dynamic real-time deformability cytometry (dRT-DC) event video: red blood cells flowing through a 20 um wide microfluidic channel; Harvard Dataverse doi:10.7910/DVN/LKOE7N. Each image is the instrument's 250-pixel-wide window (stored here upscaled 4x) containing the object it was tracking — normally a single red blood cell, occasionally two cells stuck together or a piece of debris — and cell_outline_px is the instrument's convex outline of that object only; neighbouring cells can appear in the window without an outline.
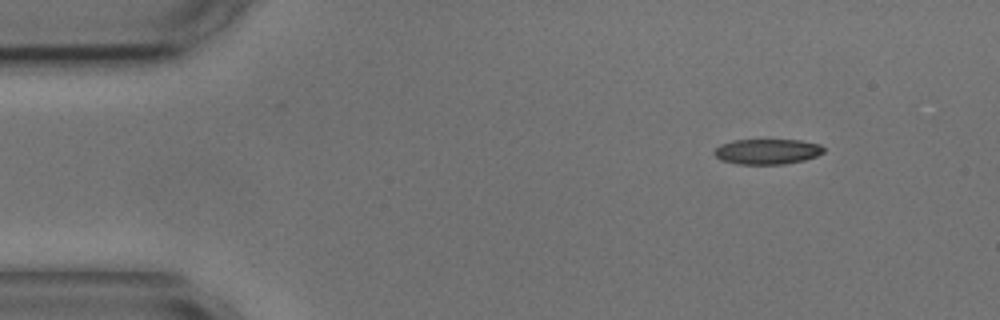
{"species": "common noctule bat (a hibernating species)", "species_latin": "Nyctalus noctula", "temperature_condition": "cold", "stored_images_in_passage": 6, "segment_of_instrument_passage": [2, 2], "camera_frame_rate_fps": 3000, "um_per_image_px": 0.085, "animal": {"sex": "male", "body_mass_g": 17.9, "forearm_length_mm": 54.2}, "frame": {"image": 1, "passage_image": 6, "time_ms": 6.0, "image_size_px": [1000, 320], "cell_outline_px": [[824, 152], [816, 156], [804, 160], [784, 164], [736, 164], [720, 160], [712, 152], [720, 144], [732, 140], [800, 140], [820, 144], [824, 148]], "centroid_in_image_um": [65.19, 12.88], "position_along_channel_um": 19.8, "area_um2": 16.24}}